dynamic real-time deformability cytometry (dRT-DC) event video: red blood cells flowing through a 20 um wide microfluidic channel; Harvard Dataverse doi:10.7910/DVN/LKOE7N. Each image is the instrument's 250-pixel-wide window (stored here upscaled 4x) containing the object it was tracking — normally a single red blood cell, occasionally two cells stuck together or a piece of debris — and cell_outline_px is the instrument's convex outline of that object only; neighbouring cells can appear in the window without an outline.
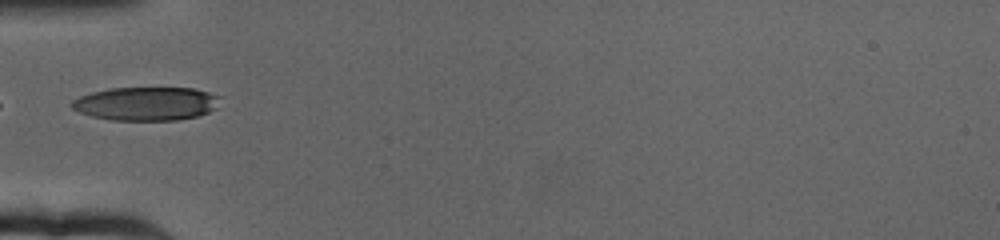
{"species": "human", "species_latin": "Homo sapiens", "temperature_condition": "cold", "stored_images_in_passage": 43, "camera_frame_rate_fps": 3000, "um_per_image_px": 0.085, "donor": {"sex": "female"}, "frame": {"image": 1, "passage_image": 1, "time_ms": 0.0, "image_size_px": [1000, 240], "cell_outline_px": [[224, 96], [216, 108], [208, 112], [196, 116], [176, 120], [112, 120], [92, 116], [80, 112], [72, 108], [68, 104], [72, 100], [80, 96], [92, 92], [112, 88], [196, 88]], "centroid_in_image_um": [12.47, 8.8], "position_along_channel_um": 72.5, "area_um2": 29.25}}
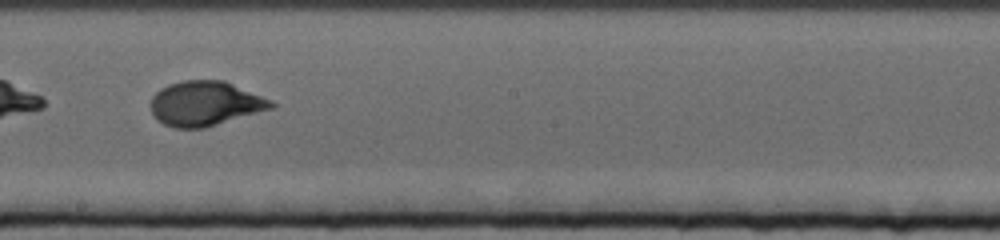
{"frame": {"image": 2, "passage_image": 16, "time_ms": 5.0, "image_size_px": [1000, 240], "cell_outline_px": [[276, 104], [272, 108], [204, 128], [172, 128], [156, 120], [152, 112], [152, 96], [160, 88], [168, 84], [184, 80], [224, 80], [272, 100]], "centroid_in_image_um": [17.42, 8.8], "position_along_channel_um": 230.8, "area_um2": 31.27}}
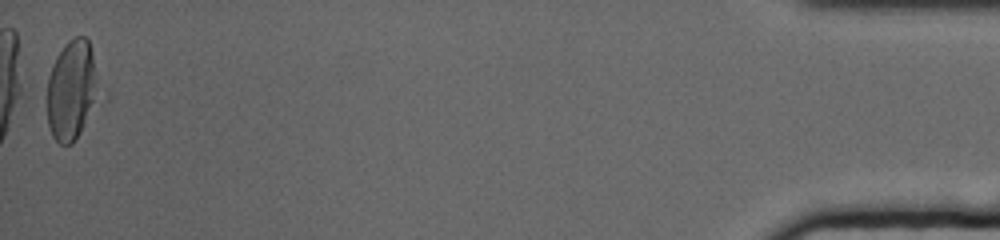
{"frame": {"image": 3, "passage_image": 43, "time_ms": 14.0, "image_size_px": [1000, 240], "cell_outline_px": [[96, 100], [80, 132], [72, 144], [60, 144], [52, 136], [48, 124], [40, 88], [56, 56], [64, 44], [68, 40], [76, 36], [84, 36], [88, 40], [92, 52], [96, 76]], "centroid_in_image_um": [5.94, 7.65], "position_along_channel_um": 429.3, "area_um2": 30.87}, "authors_computed_cell_mechanics": {"area_um2": 30.4606, "velocity_mm_per_s": 3.1641, "shape_relaxation_time_tau1_ms": 4.3162, "shape_relaxation_time_tau2_ms": null, "deformation_change_tau1": 0.1891, "deformation_change_tau2": null}}